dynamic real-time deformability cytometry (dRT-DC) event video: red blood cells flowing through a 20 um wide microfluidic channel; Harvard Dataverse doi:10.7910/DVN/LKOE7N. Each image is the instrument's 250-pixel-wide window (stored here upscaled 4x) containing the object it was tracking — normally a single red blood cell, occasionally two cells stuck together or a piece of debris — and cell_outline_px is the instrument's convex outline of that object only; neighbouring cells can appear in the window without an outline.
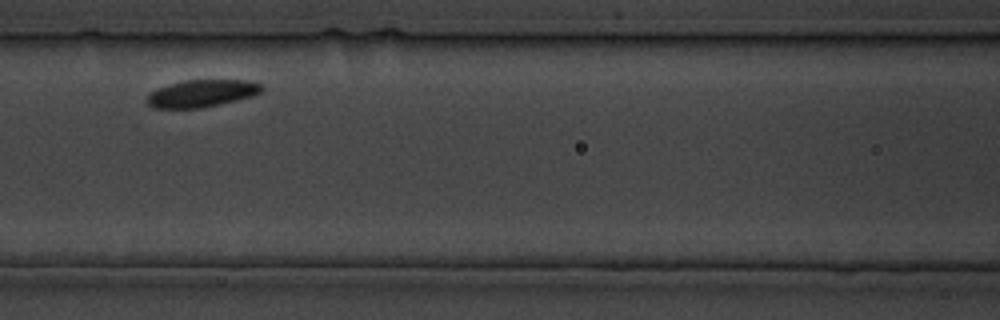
{"species": "common noctule bat (a hibernating species)", "species_latin": "Nyctalus noctula", "temperature_condition": "cold", "stored_images_in_passage": 23, "camera_frame_rate_fps": 3000, "um_per_image_px": 0.085, "animal": {"sex": "male", "body_mass_g": 19.5, "forearm_length_mm": 54.6}, "frame": {"image": 1, "passage_image": 7, "time_ms": 7.0, "image_size_px": [1000, 320], "cell_outline_px": [[264, 88], [260, 92], [252, 96], [220, 104], [200, 108], [152, 108], [144, 100], [152, 92], [160, 88], [184, 80], [248, 80], [260, 84]], "centroid_in_image_um": [17.15, 7.94], "position_along_channel_um": 149.4, "area_um2": 18.03}}
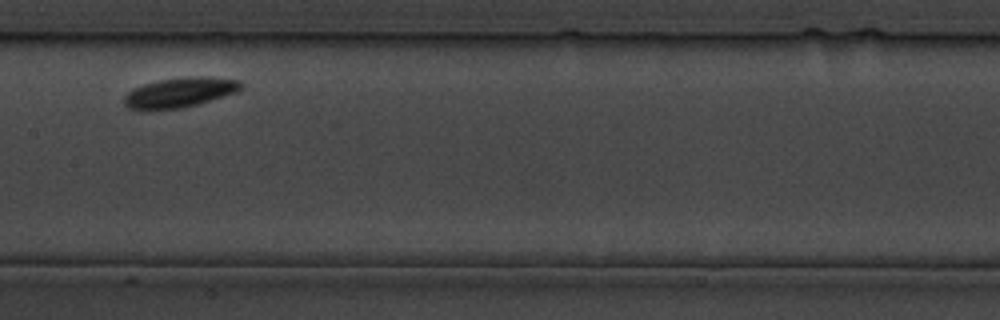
{"frame": {"image": 2, "passage_image": 10, "time_ms": 10.333, "image_size_px": [1000, 320], "cell_outline_px": [[244, 88], [236, 92], [224, 96], [196, 104], [180, 108], [128, 108], [124, 104], [124, 96], [132, 88], [156, 80], [192, 76], [208, 76], [240, 80], [244, 84]], "centroid_in_image_um": [15.34, 7.82], "position_along_channel_um": 192.1, "area_um2": 20.11}}